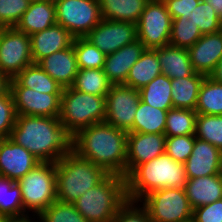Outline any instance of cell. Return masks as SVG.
I'll return each mask as SVG.
<instances>
[{
  "mask_svg": "<svg viewBox=\"0 0 222 222\" xmlns=\"http://www.w3.org/2000/svg\"><path fill=\"white\" fill-rule=\"evenodd\" d=\"M40 222H89L75 208L73 203L56 200L39 216Z\"/></svg>",
  "mask_w": 222,
  "mask_h": 222,
  "instance_id": "38",
  "label": "cell"
},
{
  "mask_svg": "<svg viewBox=\"0 0 222 222\" xmlns=\"http://www.w3.org/2000/svg\"><path fill=\"white\" fill-rule=\"evenodd\" d=\"M139 203L151 222H183L193 217L184 188H163L144 196Z\"/></svg>",
  "mask_w": 222,
  "mask_h": 222,
  "instance_id": "8",
  "label": "cell"
},
{
  "mask_svg": "<svg viewBox=\"0 0 222 222\" xmlns=\"http://www.w3.org/2000/svg\"><path fill=\"white\" fill-rule=\"evenodd\" d=\"M188 52L195 72L209 76L222 58V30L203 34Z\"/></svg>",
  "mask_w": 222,
  "mask_h": 222,
  "instance_id": "19",
  "label": "cell"
},
{
  "mask_svg": "<svg viewBox=\"0 0 222 222\" xmlns=\"http://www.w3.org/2000/svg\"><path fill=\"white\" fill-rule=\"evenodd\" d=\"M0 213L8 220L30 217L23 208L20 186L2 175H0Z\"/></svg>",
  "mask_w": 222,
  "mask_h": 222,
  "instance_id": "30",
  "label": "cell"
},
{
  "mask_svg": "<svg viewBox=\"0 0 222 222\" xmlns=\"http://www.w3.org/2000/svg\"><path fill=\"white\" fill-rule=\"evenodd\" d=\"M146 47L140 40L121 47L114 53L107 54L104 62V73L112 84H124L129 70L140 58Z\"/></svg>",
  "mask_w": 222,
  "mask_h": 222,
  "instance_id": "20",
  "label": "cell"
},
{
  "mask_svg": "<svg viewBox=\"0 0 222 222\" xmlns=\"http://www.w3.org/2000/svg\"><path fill=\"white\" fill-rule=\"evenodd\" d=\"M162 74L170 79L189 77L195 73L186 48L165 45L156 48Z\"/></svg>",
  "mask_w": 222,
  "mask_h": 222,
  "instance_id": "25",
  "label": "cell"
},
{
  "mask_svg": "<svg viewBox=\"0 0 222 222\" xmlns=\"http://www.w3.org/2000/svg\"><path fill=\"white\" fill-rule=\"evenodd\" d=\"M172 20L162 0H149L136 23L137 39L146 49H156L168 45Z\"/></svg>",
  "mask_w": 222,
  "mask_h": 222,
  "instance_id": "10",
  "label": "cell"
},
{
  "mask_svg": "<svg viewBox=\"0 0 222 222\" xmlns=\"http://www.w3.org/2000/svg\"><path fill=\"white\" fill-rule=\"evenodd\" d=\"M202 35L198 25L190 23H172L169 44L188 49Z\"/></svg>",
  "mask_w": 222,
  "mask_h": 222,
  "instance_id": "39",
  "label": "cell"
},
{
  "mask_svg": "<svg viewBox=\"0 0 222 222\" xmlns=\"http://www.w3.org/2000/svg\"><path fill=\"white\" fill-rule=\"evenodd\" d=\"M32 64L30 36L15 27L0 28V73L13 79Z\"/></svg>",
  "mask_w": 222,
  "mask_h": 222,
  "instance_id": "11",
  "label": "cell"
},
{
  "mask_svg": "<svg viewBox=\"0 0 222 222\" xmlns=\"http://www.w3.org/2000/svg\"><path fill=\"white\" fill-rule=\"evenodd\" d=\"M219 23H220V27L222 29V12L219 15Z\"/></svg>",
  "mask_w": 222,
  "mask_h": 222,
  "instance_id": "50",
  "label": "cell"
},
{
  "mask_svg": "<svg viewBox=\"0 0 222 222\" xmlns=\"http://www.w3.org/2000/svg\"><path fill=\"white\" fill-rule=\"evenodd\" d=\"M31 38V55L33 63L72 46L74 36L60 24H55L43 31L36 32Z\"/></svg>",
  "mask_w": 222,
  "mask_h": 222,
  "instance_id": "21",
  "label": "cell"
},
{
  "mask_svg": "<svg viewBox=\"0 0 222 222\" xmlns=\"http://www.w3.org/2000/svg\"><path fill=\"white\" fill-rule=\"evenodd\" d=\"M165 134L127 133L126 177L138 166L165 153Z\"/></svg>",
  "mask_w": 222,
  "mask_h": 222,
  "instance_id": "16",
  "label": "cell"
},
{
  "mask_svg": "<svg viewBox=\"0 0 222 222\" xmlns=\"http://www.w3.org/2000/svg\"><path fill=\"white\" fill-rule=\"evenodd\" d=\"M105 55L137 40L136 24L102 19L86 36Z\"/></svg>",
  "mask_w": 222,
  "mask_h": 222,
  "instance_id": "14",
  "label": "cell"
},
{
  "mask_svg": "<svg viewBox=\"0 0 222 222\" xmlns=\"http://www.w3.org/2000/svg\"><path fill=\"white\" fill-rule=\"evenodd\" d=\"M105 116L106 96L82 93L72 87L63 88L58 119L71 137L83 128L104 122Z\"/></svg>",
  "mask_w": 222,
  "mask_h": 222,
  "instance_id": "6",
  "label": "cell"
},
{
  "mask_svg": "<svg viewBox=\"0 0 222 222\" xmlns=\"http://www.w3.org/2000/svg\"><path fill=\"white\" fill-rule=\"evenodd\" d=\"M73 47L78 69H99L104 67L105 54L85 37H75Z\"/></svg>",
  "mask_w": 222,
  "mask_h": 222,
  "instance_id": "37",
  "label": "cell"
},
{
  "mask_svg": "<svg viewBox=\"0 0 222 222\" xmlns=\"http://www.w3.org/2000/svg\"><path fill=\"white\" fill-rule=\"evenodd\" d=\"M194 135L222 151V115L197 114Z\"/></svg>",
  "mask_w": 222,
  "mask_h": 222,
  "instance_id": "36",
  "label": "cell"
},
{
  "mask_svg": "<svg viewBox=\"0 0 222 222\" xmlns=\"http://www.w3.org/2000/svg\"><path fill=\"white\" fill-rule=\"evenodd\" d=\"M161 74V65L156 49H146L129 70L124 85L140 90Z\"/></svg>",
  "mask_w": 222,
  "mask_h": 222,
  "instance_id": "26",
  "label": "cell"
},
{
  "mask_svg": "<svg viewBox=\"0 0 222 222\" xmlns=\"http://www.w3.org/2000/svg\"><path fill=\"white\" fill-rule=\"evenodd\" d=\"M57 24L74 37H85L102 20L99 0H54Z\"/></svg>",
  "mask_w": 222,
  "mask_h": 222,
  "instance_id": "9",
  "label": "cell"
},
{
  "mask_svg": "<svg viewBox=\"0 0 222 222\" xmlns=\"http://www.w3.org/2000/svg\"><path fill=\"white\" fill-rule=\"evenodd\" d=\"M220 15L222 12V0H205Z\"/></svg>",
  "mask_w": 222,
  "mask_h": 222,
  "instance_id": "47",
  "label": "cell"
},
{
  "mask_svg": "<svg viewBox=\"0 0 222 222\" xmlns=\"http://www.w3.org/2000/svg\"><path fill=\"white\" fill-rule=\"evenodd\" d=\"M197 114L222 115V83L206 76L200 86L195 108Z\"/></svg>",
  "mask_w": 222,
  "mask_h": 222,
  "instance_id": "34",
  "label": "cell"
},
{
  "mask_svg": "<svg viewBox=\"0 0 222 222\" xmlns=\"http://www.w3.org/2000/svg\"><path fill=\"white\" fill-rule=\"evenodd\" d=\"M140 102L139 90L124 84H112L106 95L105 123L129 131Z\"/></svg>",
  "mask_w": 222,
  "mask_h": 222,
  "instance_id": "13",
  "label": "cell"
},
{
  "mask_svg": "<svg viewBox=\"0 0 222 222\" xmlns=\"http://www.w3.org/2000/svg\"><path fill=\"white\" fill-rule=\"evenodd\" d=\"M149 0H99L102 19L137 23Z\"/></svg>",
  "mask_w": 222,
  "mask_h": 222,
  "instance_id": "29",
  "label": "cell"
},
{
  "mask_svg": "<svg viewBox=\"0 0 222 222\" xmlns=\"http://www.w3.org/2000/svg\"><path fill=\"white\" fill-rule=\"evenodd\" d=\"M167 112L140 100L133 127L128 132L164 134Z\"/></svg>",
  "mask_w": 222,
  "mask_h": 222,
  "instance_id": "31",
  "label": "cell"
},
{
  "mask_svg": "<svg viewBox=\"0 0 222 222\" xmlns=\"http://www.w3.org/2000/svg\"><path fill=\"white\" fill-rule=\"evenodd\" d=\"M205 77L195 72L189 77L171 79L173 108L195 110L199 89Z\"/></svg>",
  "mask_w": 222,
  "mask_h": 222,
  "instance_id": "28",
  "label": "cell"
},
{
  "mask_svg": "<svg viewBox=\"0 0 222 222\" xmlns=\"http://www.w3.org/2000/svg\"><path fill=\"white\" fill-rule=\"evenodd\" d=\"M195 135L166 137L165 153L176 162L184 164L192 153Z\"/></svg>",
  "mask_w": 222,
  "mask_h": 222,
  "instance_id": "40",
  "label": "cell"
},
{
  "mask_svg": "<svg viewBox=\"0 0 222 222\" xmlns=\"http://www.w3.org/2000/svg\"><path fill=\"white\" fill-rule=\"evenodd\" d=\"M171 89V79L161 74L139 90L140 100L154 108L168 111L173 108Z\"/></svg>",
  "mask_w": 222,
  "mask_h": 222,
  "instance_id": "32",
  "label": "cell"
},
{
  "mask_svg": "<svg viewBox=\"0 0 222 222\" xmlns=\"http://www.w3.org/2000/svg\"><path fill=\"white\" fill-rule=\"evenodd\" d=\"M11 87H27L47 94H62L63 91V87L35 63L24 68L13 78Z\"/></svg>",
  "mask_w": 222,
  "mask_h": 222,
  "instance_id": "27",
  "label": "cell"
},
{
  "mask_svg": "<svg viewBox=\"0 0 222 222\" xmlns=\"http://www.w3.org/2000/svg\"><path fill=\"white\" fill-rule=\"evenodd\" d=\"M196 118L195 110L171 108L167 112L164 134L166 137L194 135Z\"/></svg>",
  "mask_w": 222,
  "mask_h": 222,
  "instance_id": "35",
  "label": "cell"
},
{
  "mask_svg": "<svg viewBox=\"0 0 222 222\" xmlns=\"http://www.w3.org/2000/svg\"><path fill=\"white\" fill-rule=\"evenodd\" d=\"M112 222H151L147 210L139 203L128 200L116 213Z\"/></svg>",
  "mask_w": 222,
  "mask_h": 222,
  "instance_id": "43",
  "label": "cell"
},
{
  "mask_svg": "<svg viewBox=\"0 0 222 222\" xmlns=\"http://www.w3.org/2000/svg\"><path fill=\"white\" fill-rule=\"evenodd\" d=\"M127 201L125 177L109 174L73 204L89 222H112L116 213Z\"/></svg>",
  "mask_w": 222,
  "mask_h": 222,
  "instance_id": "5",
  "label": "cell"
},
{
  "mask_svg": "<svg viewBox=\"0 0 222 222\" xmlns=\"http://www.w3.org/2000/svg\"><path fill=\"white\" fill-rule=\"evenodd\" d=\"M108 175L103 168L70 150L56 162L57 200L73 203Z\"/></svg>",
  "mask_w": 222,
  "mask_h": 222,
  "instance_id": "4",
  "label": "cell"
},
{
  "mask_svg": "<svg viewBox=\"0 0 222 222\" xmlns=\"http://www.w3.org/2000/svg\"><path fill=\"white\" fill-rule=\"evenodd\" d=\"M184 189L192 209L221 200L222 173L187 178Z\"/></svg>",
  "mask_w": 222,
  "mask_h": 222,
  "instance_id": "23",
  "label": "cell"
},
{
  "mask_svg": "<svg viewBox=\"0 0 222 222\" xmlns=\"http://www.w3.org/2000/svg\"><path fill=\"white\" fill-rule=\"evenodd\" d=\"M130 201L139 202L147 194L163 188H184L187 181L185 165L166 153L138 165L126 178Z\"/></svg>",
  "mask_w": 222,
  "mask_h": 222,
  "instance_id": "3",
  "label": "cell"
},
{
  "mask_svg": "<svg viewBox=\"0 0 222 222\" xmlns=\"http://www.w3.org/2000/svg\"><path fill=\"white\" fill-rule=\"evenodd\" d=\"M127 133L105 122L93 124L72 137L71 150L108 174L126 178Z\"/></svg>",
  "mask_w": 222,
  "mask_h": 222,
  "instance_id": "1",
  "label": "cell"
},
{
  "mask_svg": "<svg viewBox=\"0 0 222 222\" xmlns=\"http://www.w3.org/2000/svg\"><path fill=\"white\" fill-rule=\"evenodd\" d=\"M30 3L29 0H0V28L15 27Z\"/></svg>",
  "mask_w": 222,
  "mask_h": 222,
  "instance_id": "41",
  "label": "cell"
},
{
  "mask_svg": "<svg viewBox=\"0 0 222 222\" xmlns=\"http://www.w3.org/2000/svg\"><path fill=\"white\" fill-rule=\"evenodd\" d=\"M17 115L59 117L62 94H47L27 87H11Z\"/></svg>",
  "mask_w": 222,
  "mask_h": 222,
  "instance_id": "15",
  "label": "cell"
},
{
  "mask_svg": "<svg viewBox=\"0 0 222 222\" xmlns=\"http://www.w3.org/2000/svg\"><path fill=\"white\" fill-rule=\"evenodd\" d=\"M172 23L198 25L202 34L221 31L219 15L205 0H162Z\"/></svg>",
  "mask_w": 222,
  "mask_h": 222,
  "instance_id": "12",
  "label": "cell"
},
{
  "mask_svg": "<svg viewBox=\"0 0 222 222\" xmlns=\"http://www.w3.org/2000/svg\"><path fill=\"white\" fill-rule=\"evenodd\" d=\"M57 23L54 0L33 1L21 16L15 28L25 34L43 31Z\"/></svg>",
  "mask_w": 222,
  "mask_h": 222,
  "instance_id": "24",
  "label": "cell"
},
{
  "mask_svg": "<svg viewBox=\"0 0 222 222\" xmlns=\"http://www.w3.org/2000/svg\"><path fill=\"white\" fill-rule=\"evenodd\" d=\"M187 178L222 173V151L209 142L195 138L192 153L184 163Z\"/></svg>",
  "mask_w": 222,
  "mask_h": 222,
  "instance_id": "18",
  "label": "cell"
},
{
  "mask_svg": "<svg viewBox=\"0 0 222 222\" xmlns=\"http://www.w3.org/2000/svg\"><path fill=\"white\" fill-rule=\"evenodd\" d=\"M209 77L214 80L215 82L222 83V58L216 64L215 69L209 75Z\"/></svg>",
  "mask_w": 222,
  "mask_h": 222,
  "instance_id": "46",
  "label": "cell"
},
{
  "mask_svg": "<svg viewBox=\"0 0 222 222\" xmlns=\"http://www.w3.org/2000/svg\"><path fill=\"white\" fill-rule=\"evenodd\" d=\"M30 2H33V1H44V0H29Z\"/></svg>",
  "mask_w": 222,
  "mask_h": 222,
  "instance_id": "52",
  "label": "cell"
},
{
  "mask_svg": "<svg viewBox=\"0 0 222 222\" xmlns=\"http://www.w3.org/2000/svg\"><path fill=\"white\" fill-rule=\"evenodd\" d=\"M195 222H222V199L193 209Z\"/></svg>",
  "mask_w": 222,
  "mask_h": 222,
  "instance_id": "44",
  "label": "cell"
},
{
  "mask_svg": "<svg viewBox=\"0 0 222 222\" xmlns=\"http://www.w3.org/2000/svg\"><path fill=\"white\" fill-rule=\"evenodd\" d=\"M40 161L9 137L0 139V175L17 182Z\"/></svg>",
  "mask_w": 222,
  "mask_h": 222,
  "instance_id": "17",
  "label": "cell"
},
{
  "mask_svg": "<svg viewBox=\"0 0 222 222\" xmlns=\"http://www.w3.org/2000/svg\"><path fill=\"white\" fill-rule=\"evenodd\" d=\"M17 112L11 90L0 96V138L10 137L11 131L15 126Z\"/></svg>",
  "mask_w": 222,
  "mask_h": 222,
  "instance_id": "42",
  "label": "cell"
},
{
  "mask_svg": "<svg viewBox=\"0 0 222 222\" xmlns=\"http://www.w3.org/2000/svg\"><path fill=\"white\" fill-rule=\"evenodd\" d=\"M8 219L0 213V222H7Z\"/></svg>",
  "mask_w": 222,
  "mask_h": 222,
  "instance_id": "49",
  "label": "cell"
},
{
  "mask_svg": "<svg viewBox=\"0 0 222 222\" xmlns=\"http://www.w3.org/2000/svg\"><path fill=\"white\" fill-rule=\"evenodd\" d=\"M112 83L108 80L103 68L78 69L71 86L73 89L96 96H106Z\"/></svg>",
  "mask_w": 222,
  "mask_h": 222,
  "instance_id": "33",
  "label": "cell"
},
{
  "mask_svg": "<svg viewBox=\"0 0 222 222\" xmlns=\"http://www.w3.org/2000/svg\"><path fill=\"white\" fill-rule=\"evenodd\" d=\"M183 222H195L193 218L189 219V220H186V221H183Z\"/></svg>",
  "mask_w": 222,
  "mask_h": 222,
  "instance_id": "51",
  "label": "cell"
},
{
  "mask_svg": "<svg viewBox=\"0 0 222 222\" xmlns=\"http://www.w3.org/2000/svg\"><path fill=\"white\" fill-rule=\"evenodd\" d=\"M63 88L71 87L78 72L73 45L41 59L37 63Z\"/></svg>",
  "mask_w": 222,
  "mask_h": 222,
  "instance_id": "22",
  "label": "cell"
},
{
  "mask_svg": "<svg viewBox=\"0 0 222 222\" xmlns=\"http://www.w3.org/2000/svg\"><path fill=\"white\" fill-rule=\"evenodd\" d=\"M11 78L0 73V96L7 94L11 90Z\"/></svg>",
  "mask_w": 222,
  "mask_h": 222,
  "instance_id": "45",
  "label": "cell"
},
{
  "mask_svg": "<svg viewBox=\"0 0 222 222\" xmlns=\"http://www.w3.org/2000/svg\"><path fill=\"white\" fill-rule=\"evenodd\" d=\"M7 222H40L38 217H27V218H23V219H12V220H8Z\"/></svg>",
  "mask_w": 222,
  "mask_h": 222,
  "instance_id": "48",
  "label": "cell"
},
{
  "mask_svg": "<svg viewBox=\"0 0 222 222\" xmlns=\"http://www.w3.org/2000/svg\"><path fill=\"white\" fill-rule=\"evenodd\" d=\"M17 183L22 193L24 211L38 217L57 200L56 163L39 162ZM31 211L32 214H29Z\"/></svg>",
  "mask_w": 222,
  "mask_h": 222,
  "instance_id": "7",
  "label": "cell"
},
{
  "mask_svg": "<svg viewBox=\"0 0 222 222\" xmlns=\"http://www.w3.org/2000/svg\"><path fill=\"white\" fill-rule=\"evenodd\" d=\"M9 138L40 162L56 163L71 150L72 137L57 117L17 115Z\"/></svg>",
  "mask_w": 222,
  "mask_h": 222,
  "instance_id": "2",
  "label": "cell"
}]
</instances>
